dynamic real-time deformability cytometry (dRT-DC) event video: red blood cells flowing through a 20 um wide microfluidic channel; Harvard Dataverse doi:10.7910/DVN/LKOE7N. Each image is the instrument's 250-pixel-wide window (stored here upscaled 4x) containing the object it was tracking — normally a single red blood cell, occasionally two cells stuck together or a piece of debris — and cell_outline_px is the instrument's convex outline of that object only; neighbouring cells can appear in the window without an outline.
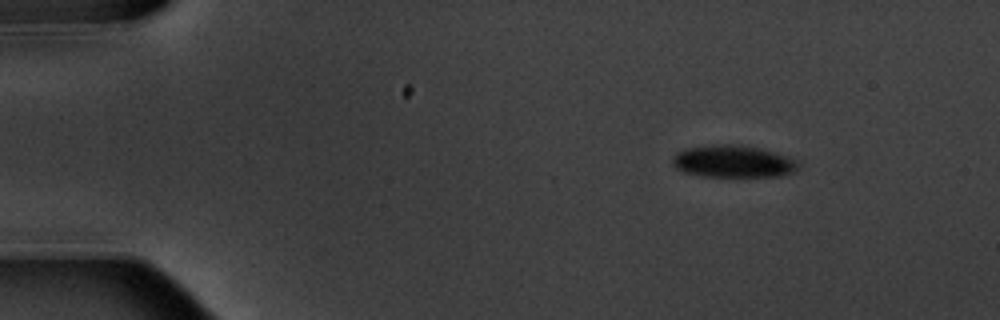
{"species": "common noctule bat (a hibernating species)", "species_latin": "Nyctalus noctula", "temperature_condition": "warm", "stored_images_in_passage": 9, "camera_frame_rate_fps": 3000, "um_per_image_px": 0.085, "animal": {"sex": "male", "body_mass_g": 20.1, "forearm_length_mm": 53.5}, "frame": {"image": 1, "passage_image": 1, "time_ms": 0.0, "image_size_px": [1000, 320], "cell_outline_px": [[800, 168], [796, 172], [780, 176], [704, 176], [684, 172], [676, 168], [672, 164], [672, 156], [676, 152], [684, 148], [716, 144], [724, 144], [760, 148], [788, 156], [796, 160], [800, 164]], "centroid_in_image_um": [62.33, 13.72], "position_along_channel_um": 22.7, "area_um2": 23.7}}
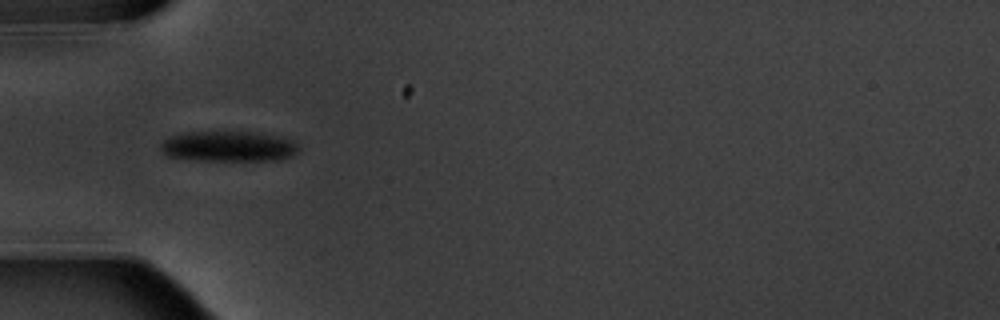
{"frame": {"image": 2, "passage_image": 4, "time_ms": 3.667, "image_size_px": [1000, 320], "cell_outline_px": [[300, 148], [292, 156], [280, 160], [196, 160], [168, 156], [160, 148], [160, 144], [164, 140], [172, 136], [192, 132], [252, 132], [280, 136], [292, 140]], "centroid_in_image_um": [19.46, 12.44], "position_along_channel_um": 65.5, "area_um2": 24.28}}
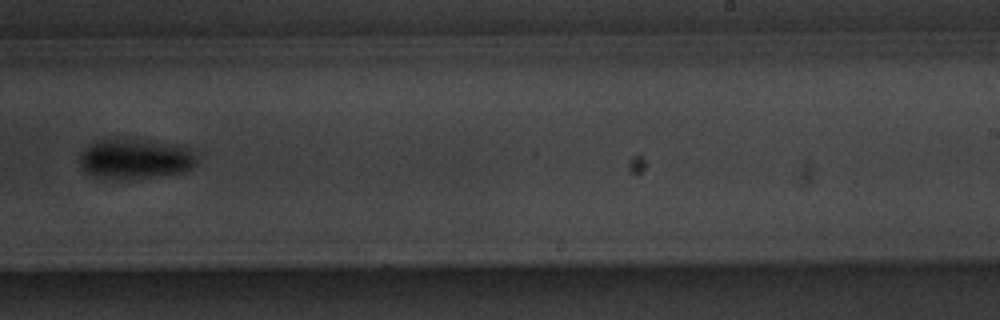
{"frame": {"image": 3, "passage_image": 9, "time_ms": 9.667, "image_size_px": [1000, 320], "cell_outline_px": [[196, 164], [192, 168], [184, 172], [132, 180], [120, 180], [92, 176], [84, 172], [80, 164], [80, 156], [84, 148], [100, 140], [144, 140], [176, 144], [188, 148], [196, 152]], "centroid_in_image_um": [11.52, 13.54], "position_along_channel_um": 277.5, "area_um2": 27.57}}